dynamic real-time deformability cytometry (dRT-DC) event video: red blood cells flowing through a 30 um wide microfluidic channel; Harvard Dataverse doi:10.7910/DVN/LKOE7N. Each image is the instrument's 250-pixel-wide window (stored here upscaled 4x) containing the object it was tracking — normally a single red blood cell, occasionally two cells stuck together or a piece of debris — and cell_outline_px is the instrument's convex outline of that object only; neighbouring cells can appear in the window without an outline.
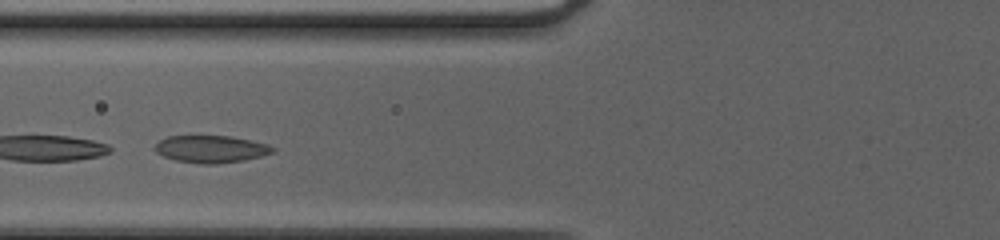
{"species": "common noctule bat (a hibernating species)", "species_latin": "Nyctalus noctula", "temperature_condition": "cold", "stored_images_in_passage": 19, "camera_frame_rate_fps": 3000, "um_per_image_px": 0.085, "animal": {"sex": "female", "body_mass_g": 20.0, "forearm_length_mm": 54.0}, "frame": {"image": 1, "passage_image": 11, "time_ms": 3.333, "image_size_px": [1000, 240], "cell_outline_px": [[276, 152], [244, 160], [216, 164], [204, 164], [176, 160], [164, 156], [156, 152], [152, 148], [160, 140], [168, 136], [232, 136], [252, 140], [268, 144], [276, 148]], "centroid_in_image_um": [17.96, 12.66], "position_along_channel_um": 107.8, "area_um2": 18.79}}
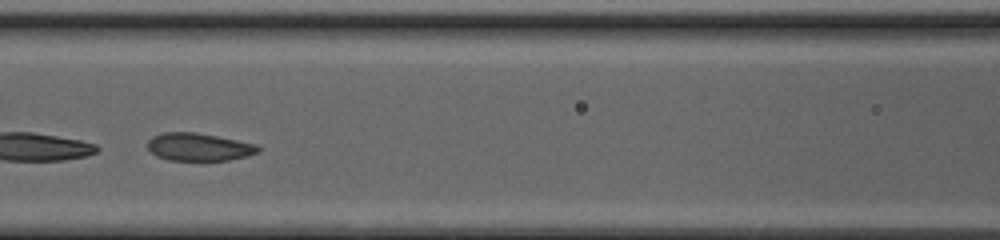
{"frame": {"image": 2, "passage_image": 14, "time_ms": 4.333, "image_size_px": [1000, 240], "cell_outline_px": [[260, 152], [248, 156], [228, 160], [168, 160], [156, 156], [148, 148], [148, 140], [152, 136], [164, 132], [196, 132], [256, 144], [260, 148]], "centroid_in_image_um": [16.9, 12.49], "position_along_channel_um": 149.7, "area_um2": 17.86}}